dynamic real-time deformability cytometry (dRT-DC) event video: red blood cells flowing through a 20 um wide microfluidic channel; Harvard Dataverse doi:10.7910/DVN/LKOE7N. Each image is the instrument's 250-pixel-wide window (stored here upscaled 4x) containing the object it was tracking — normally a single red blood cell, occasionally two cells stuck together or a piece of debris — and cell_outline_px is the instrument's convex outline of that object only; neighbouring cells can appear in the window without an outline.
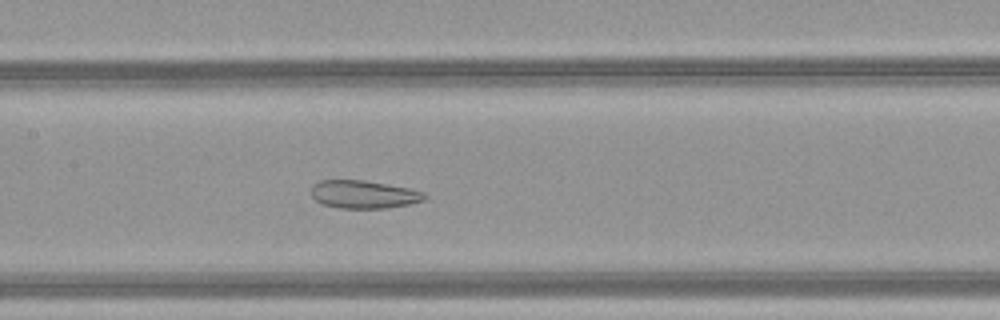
{"species": "common noctule bat (a hibernating species)", "species_latin": "Nyctalus noctula", "temperature_condition": "warm", "stored_images_in_passage": 43, "camera_frame_rate_fps": 3000, "um_per_image_px": 0.085, "animal": {"sex": "female", "body_mass_g": 21.9}, "frame": {"image": 1, "passage_image": 18, "time_ms": 5.667, "image_size_px": [1000, 320], "cell_outline_px": [[428, 196], [424, 200], [412, 204], [388, 208], [340, 208], [324, 204], [316, 200], [312, 196], [312, 184], [320, 180], [364, 180], [408, 188], [424, 192]], "centroid_in_image_um": [30.94, 16.52], "position_along_channel_um": 176.5, "area_um2": 18.5}}
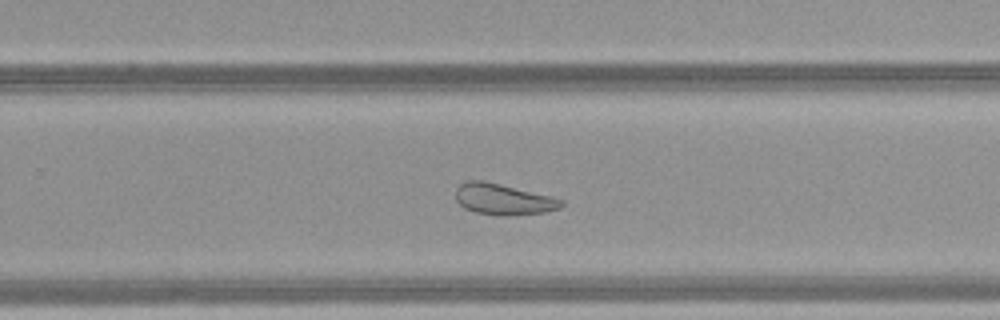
{"frame": {"image": 2, "passage_image": 26, "time_ms": 8.333, "image_size_px": [1000, 320], "cell_outline_px": [[564, 204], [560, 208], [544, 212], [476, 212], [464, 208], [456, 200], [456, 188], [460, 184], [468, 180], [484, 180], [552, 196], [564, 200]], "centroid_in_image_um": [42.76, 16.86], "position_along_channel_um": 287.0, "area_um2": 18.15}}
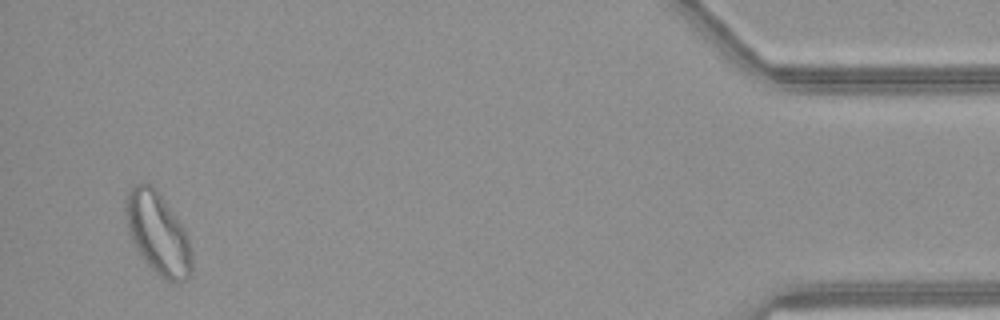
{"frame": {"image": 3, "passage_image": 41, "time_ms": 13.333, "image_size_px": [1000, 320], "cell_outline_px": [[192, 276], [180, 284], [176, 284], [164, 280], [140, 256], [132, 240], [124, 216], [124, 208], [128, 188], [136, 184], [152, 184], [160, 192], [184, 228], [188, 236], [192, 256]], "centroid_in_image_um": [13.43, 19.86], "position_along_channel_um": 421.8, "area_um2": 32.08}, "authors_computed_cell_mechanics": {"area_um2": 24.9696, "velocity_mm_per_s": 4.1654, "shape_relaxation_time_tau1_ms": null, "shape_relaxation_time_tau2_ms": 4.1281, "deformation_change_tau1": null, "deformation_change_tau2": 0.113}}